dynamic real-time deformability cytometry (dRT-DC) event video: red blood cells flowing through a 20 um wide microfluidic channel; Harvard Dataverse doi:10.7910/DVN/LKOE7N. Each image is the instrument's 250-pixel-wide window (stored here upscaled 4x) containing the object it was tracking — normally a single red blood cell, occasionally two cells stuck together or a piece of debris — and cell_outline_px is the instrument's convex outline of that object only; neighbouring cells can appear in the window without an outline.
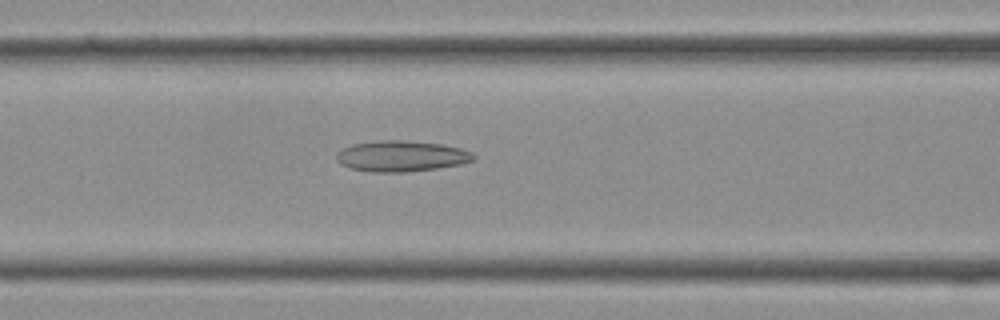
{"species": "Egyptian fruit bat (a non-hibernating species)", "species_latin": "Rousettus aegyptiacus", "temperature_condition": "cold", "stored_images_in_passage": 33, "camera_frame_rate_fps": 3000, "um_per_image_px": 0.085, "frame": {"image": 1, "passage_image": 15, "time_ms": 4.667, "image_size_px": [1000, 320], "cell_outline_px": [[476, 156], [472, 160], [460, 164], [436, 168], [404, 172], [372, 172], [348, 168], [340, 164], [336, 160], [336, 152], [352, 144], [380, 140], [400, 140], [444, 144], [460, 148], [472, 152]], "centroid_in_image_um": [34.08, 13.27], "position_along_channel_um": 132.5, "area_um2": 24.68}}
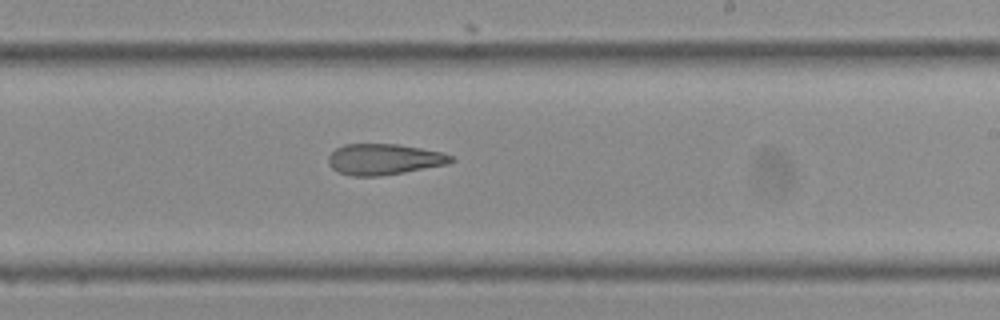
{"frame": {"image": 2, "passage_image": 22, "time_ms": 7.0, "image_size_px": [1000, 320], "cell_outline_px": [[456, 160], [448, 164], [404, 172], [380, 176], [352, 176], [340, 172], [332, 168], [328, 164], [328, 156], [336, 148], [344, 144], [400, 144], [440, 152], [452, 156]], "centroid_in_image_um": [32.63, 13.54], "position_along_channel_um": 256.4, "area_um2": 22.08}}
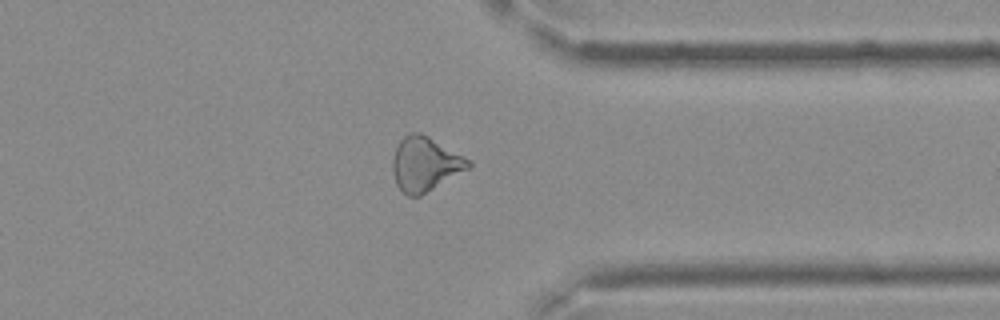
{"frame": {"image": 3, "passage_image": 29, "time_ms": 9.333, "image_size_px": [1000, 320], "cell_outline_px": [[472, 164], [468, 168], [420, 196], [408, 196], [396, 184], [392, 172], [392, 160], [396, 148], [400, 140], [404, 136], [412, 132], [420, 132], [428, 136], [472, 160]], "centroid_in_image_um": [36.12, 13.93], "position_along_channel_um": 375.3, "area_um2": 23.76}}